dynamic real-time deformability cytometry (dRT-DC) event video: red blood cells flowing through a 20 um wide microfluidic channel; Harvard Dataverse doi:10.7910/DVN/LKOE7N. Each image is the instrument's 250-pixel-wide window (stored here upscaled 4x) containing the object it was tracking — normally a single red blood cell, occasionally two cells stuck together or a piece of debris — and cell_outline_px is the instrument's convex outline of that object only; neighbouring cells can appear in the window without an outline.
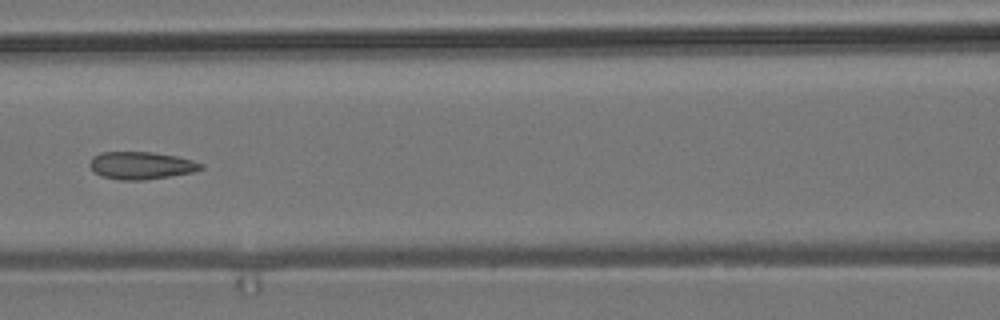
{"species": "common noctule bat (a hibernating species)", "species_latin": "Nyctalus noctula", "temperature_condition": "room temperature", "stored_images_in_passage": 9, "camera_frame_rate_fps": 3000, "um_per_image_px": 0.085, "animal": {"sex": "male", "body_mass_g": 19.2, "forearm_length_mm": 51.8}, "frame": {"image": 1, "passage_image": 6, "time_ms": 6.667, "image_size_px": [1000, 320], "cell_outline_px": [[204, 168], [192, 172], [144, 180], [120, 180], [100, 176], [92, 172], [88, 164], [92, 156], [100, 152], [152, 152], [176, 156], [192, 160], [204, 164]], "centroid_in_image_um": [11.94, 14.06], "position_along_channel_um": 154.7, "area_um2": 17.98}}
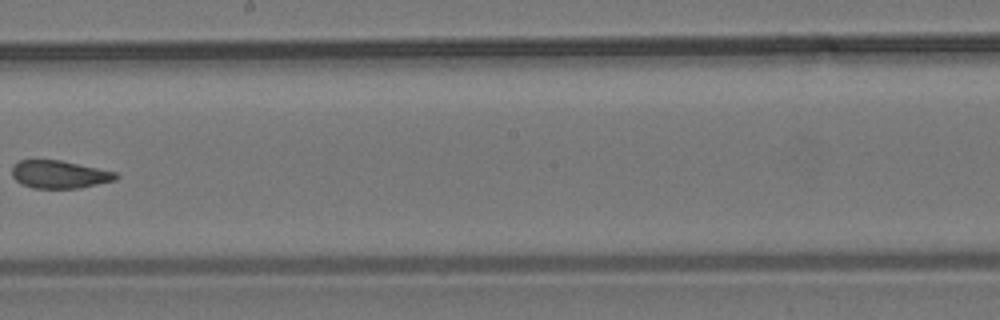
{"frame": {"image": 2, "passage_image": 8, "time_ms": 9.0, "image_size_px": [1000, 320], "cell_outline_px": [[120, 176], [116, 180], [80, 188], [32, 188], [16, 180], [12, 176], [12, 164], [20, 160], [60, 160], [116, 172]], "centroid_in_image_um": [5.05, 14.82], "position_along_channel_um": 243.1, "area_um2": 16.82}}
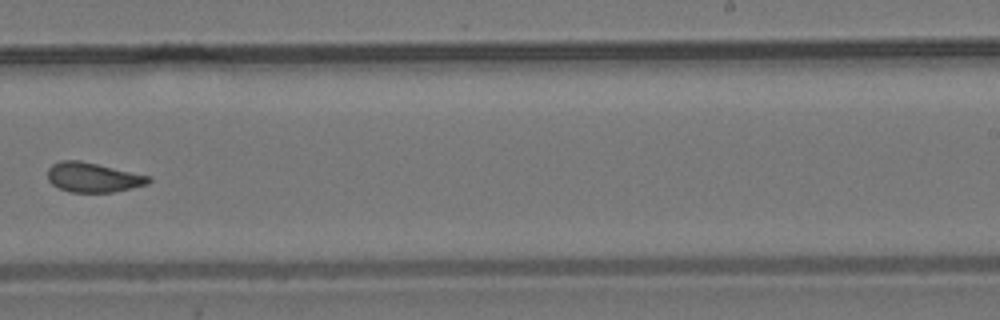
{"frame": {"image": 3, "passage_image": 9, "time_ms": 10.0, "image_size_px": [1000, 320], "cell_outline_px": [[152, 180], [148, 184], [132, 188], [112, 192], [72, 192], [60, 188], [52, 184], [48, 180], [48, 168], [52, 164], [60, 160], [80, 160], [152, 176]], "centroid_in_image_um": [7.93, 15.07], "position_along_channel_um": 281.1, "area_um2": 17.51}}